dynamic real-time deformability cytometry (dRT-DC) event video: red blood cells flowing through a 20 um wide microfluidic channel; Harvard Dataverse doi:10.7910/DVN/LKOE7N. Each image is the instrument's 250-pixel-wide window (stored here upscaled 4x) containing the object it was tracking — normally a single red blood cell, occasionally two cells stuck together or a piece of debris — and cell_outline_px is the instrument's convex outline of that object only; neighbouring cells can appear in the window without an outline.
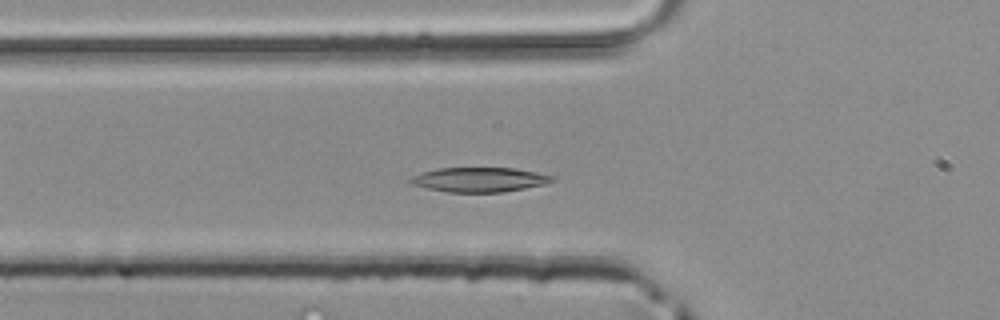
{"species": "common noctule bat (a hibernating species)", "species_latin": "Nyctalus noctula", "temperature_condition": "room temperature", "stored_images_in_passage": 43, "camera_frame_rate_fps": 3000, "um_per_image_px": 0.085, "animal": {"sex": "male", "body_mass_g": 20.4}, "frame": {"image": 1, "passage_image": 13, "time_ms": 4.0, "image_size_px": [1000, 320], "cell_outline_px": [[556, 180], [544, 184], [504, 192], [448, 192], [428, 188], [412, 184], [408, 180], [412, 176], [436, 168], [516, 168], [556, 176]], "centroid_in_image_um": [40.79, 15.26], "position_along_channel_um": 85.0, "area_um2": 20.23}}
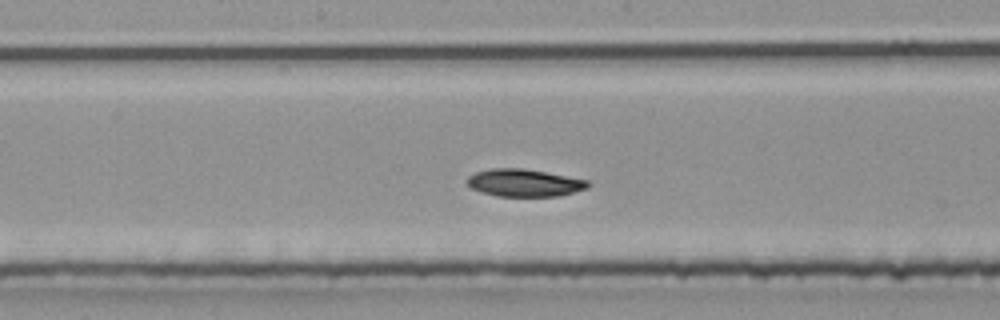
{"frame": {"image": 2, "passage_image": 21, "time_ms": 6.667, "image_size_px": [1000, 320], "cell_outline_px": [[592, 184], [588, 188], [560, 196], [496, 196], [472, 188], [468, 184], [468, 176], [476, 172], [488, 168], [524, 168], [588, 180]], "centroid_in_image_um": [44.6, 15.53], "position_along_channel_um": 203.6, "area_um2": 19.31}}
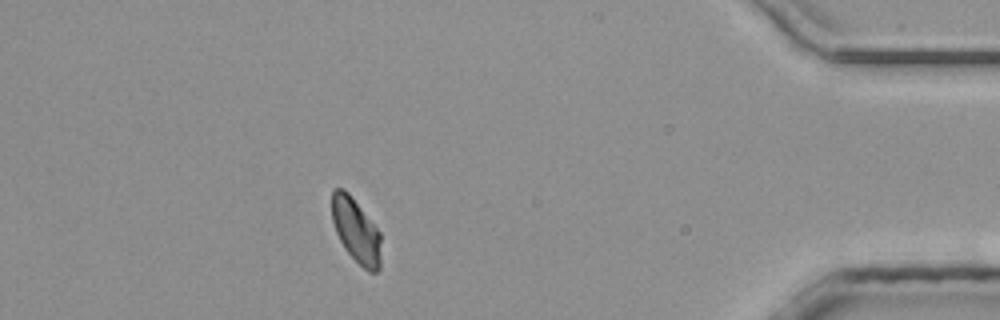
{"frame": {"image": 3, "passage_image": 38, "time_ms": 12.333, "image_size_px": [1000, 320], "cell_outline_px": [[380, 268], [376, 272], [368, 272], [344, 248], [336, 232], [332, 220], [332, 188], [344, 188], [348, 192], [380, 232]], "centroid_in_image_um": [30.25, 19.59], "position_along_channel_um": 404.9, "area_um2": 18.21}}